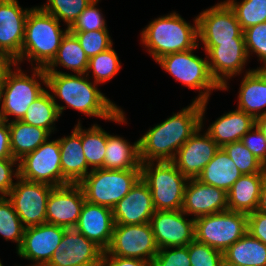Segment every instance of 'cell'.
<instances>
[{
	"mask_svg": "<svg viewBox=\"0 0 266 266\" xmlns=\"http://www.w3.org/2000/svg\"><path fill=\"white\" fill-rule=\"evenodd\" d=\"M100 0H93V2L84 9L79 15L76 22L69 29L70 32H89L95 30H107L105 19L103 18L101 10L96 7Z\"/></svg>",
	"mask_w": 266,
	"mask_h": 266,
	"instance_id": "obj_42",
	"label": "cell"
},
{
	"mask_svg": "<svg viewBox=\"0 0 266 266\" xmlns=\"http://www.w3.org/2000/svg\"><path fill=\"white\" fill-rule=\"evenodd\" d=\"M17 68L16 71L10 69L1 82L0 109L2 119L6 122H9L11 115L15 116V121L22 120L29 106L46 90L39 81L46 85L44 68L33 67L31 77Z\"/></svg>",
	"mask_w": 266,
	"mask_h": 266,
	"instance_id": "obj_5",
	"label": "cell"
},
{
	"mask_svg": "<svg viewBox=\"0 0 266 266\" xmlns=\"http://www.w3.org/2000/svg\"><path fill=\"white\" fill-rule=\"evenodd\" d=\"M3 121L2 116H1V109H0V122Z\"/></svg>",
	"mask_w": 266,
	"mask_h": 266,
	"instance_id": "obj_54",
	"label": "cell"
},
{
	"mask_svg": "<svg viewBox=\"0 0 266 266\" xmlns=\"http://www.w3.org/2000/svg\"><path fill=\"white\" fill-rule=\"evenodd\" d=\"M203 48L207 55L212 77L222 87V90H227L229 87L227 86L228 78L239 75L249 60L245 42H226Z\"/></svg>",
	"mask_w": 266,
	"mask_h": 266,
	"instance_id": "obj_19",
	"label": "cell"
},
{
	"mask_svg": "<svg viewBox=\"0 0 266 266\" xmlns=\"http://www.w3.org/2000/svg\"><path fill=\"white\" fill-rule=\"evenodd\" d=\"M12 65L18 66L15 64V60L11 58L6 52L0 50V79H4L7 72L11 69Z\"/></svg>",
	"mask_w": 266,
	"mask_h": 266,
	"instance_id": "obj_50",
	"label": "cell"
},
{
	"mask_svg": "<svg viewBox=\"0 0 266 266\" xmlns=\"http://www.w3.org/2000/svg\"><path fill=\"white\" fill-rule=\"evenodd\" d=\"M141 178L147 183L155 210H181L188 179L172 161L142 162Z\"/></svg>",
	"mask_w": 266,
	"mask_h": 266,
	"instance_id": "obj_6",
	"label": "cell"
},
{
	"mask_svg": "<svg viewBox=\"0 0 266 266\" xmlns=\"http://www.w3.org/2000/svg\"><path fill=\"white\" fill-rule=\"evenodd\" d=\"M15 164H18L16 159L0 158V197H7L14 187L15 183L12 177L17 178L19 176L18 165L15 168L16 171H13Z\"/></svg>",
	"mask_w": 266,
	"mask_h": 266,
	"instance_id": "obj_46",
	"label": "cell"
},
{
	"mask_svg": "<svg viewBox=\"0 0 266 266\" xmlns=\"http://www.w3.org/2000/svg\"><path fill=\"white\" fill-rule=\"evenodd\" d=\"M103 253L94 241L69 228L46 266H101Z\"/></svg>",
	"mask_w": 266,
	"mask_h": 266,
	"instance_id": "obj_15",
	"label": "cell"
},
{
	"mask_svg": "<svg viewBox=\"0 0 266 266\" xmlns=\"http://www.w3.org/2000/svg\"><path fill=\"white\" fill-rule=\"evenodd\" d=\"M181 210L186 215H194V219L226 211L227 192L198 179H188Z\"/></svg>",
	"mask_w": 266,
	"mask_h": 266,
	"instance_id": "obj_20",
	"label": "cell"
},
{
	"mask_svg": "<svg viewBox=\"0 0 266 266\" xmlns=\"http://www.w3.org/2000/svg\"><path fill=\"white\" fill-rule=\"evenodd\" d=\"M46 86L51 90L52 98L63 100L71 107L87 116L111 120L115 123H127L125 114L92 83L85 74H68L55 70H45ZM89 80V81H88Z\"/></svg>",
	"mask_w": 266,
	"mask_h": 266,
	"instance_id": "obj_1",
	"label": "cell"
},
{
	"mask_svg": "<svg viewBox=\"0 0 266 266\" xmlns=\"http://www.w3.org/2000/svg\"><path fill=\"white\" fill-rule=\"evenodd\" d=\"M195 25L187 23L176 12L154 19L141 33V42L157 61L161 57L199 47L198 19Z\"/></svg>",
	"mask_w": 266,
	"mask_h": 266,
	"instance_id": "obj_4",
	"label": "cell"
},
{
	"mask_svg": "<svg viewBox=\"0 0 266 266\" xmlns=\"http://www.w3.org/2000/svg\"><path fill=\"white\" fill-rule=\"evenodd\" d=\"M256 119L236 109L225 113L213 122L206 133L219 146L241 141L242 137L255 126Z\"/></svg>",
	"mask_w": 266,
	"mask_h": 266,
	"instance_id": "obj_26",
	"label": "cell"
},
{
	"mask_svg": "<svg viewBox=\"0 0 266 266\" xmlns=\"http://www.w3.org/2000/svg\"><path fill=\"white\" fill-rule=\"evenodd\" d=\"M69 31L60 29V22L41 7H32L26 22L21 54L15 60L19 65L26 58L37 68H46L55 58L62 38ZM20 62V63H19Z\"/></svg>",
	"mask_w": 266,
	"mask_h": 266,
	"instance_id": "obj_3",
	"label": "cell"
},
{
	"mask_svg": "<svg viewBox=\"0 0 266 266\" xmlns=\"http://www.w3.org/2000/svg\"><path fill=\"white\" fill-rule=\"evenodd\" d=\"M71 33L74 34L79 40L81 47L85 51L88 59L113 46L108 30Z\"/></svg>",
	"mask_w": 266,
	"mask_h": 266,
	"instance_id": "obj_40",
	"label": "cell"
},
{
	"mask_svg": "<svg viewBox=\"0 0 266 266\" xmlns=\"http://www.w3.org/2000/svg\"><path fill=\"white\" fill-rule=\"evenodd\" d=\"M24 230L25 227L15 212L11 201L6 197H0V235L6 241L16 242V250H18L23 241Z\"/></svg>",
	"mask_w": 266,
	"mask_h": 266,
	"instance_id": "obj_36",
	"label": "cell"
},
{
	"mask_svg": "<svg viewBox=\"0 0 266 266\" xmlns=\"http://www.w3.org/2000/svg\"><path fill=\"white\" fill-rule=\"evenodd\" d=\"M81 143L88 166L91 169L101 168L106 153L107 132L97 124L86 130L81 127Z\"/></svg>",
	"mask_w": 266,
	"mask_h": 266,
	"instance_id": "obj_34",
	"label": "cell"
},
{
	"mask_svg": "<svg viewBox=\"0 0 266 266\" xmlns=\"http://www.w3.org/2000/svg\"><path fill=\"white\" fill-rule=\"evenodd\" d=\"M152 266H191L188 245L159 249L152 260Z\"/></svg>",
	"mask_w": 266,
	"mask_h": 266,
	"instance_id": "obj_44",
	"label": "cell"
},
{
	"mask_svg": "<svg viewBox=\"0 0 266 266\" xmlns=\"http://www.w3.org/2000/svg\"><path fill=\"white\" fill-rule=\"evenodd\" d=\"M182 210H155L150 224L159 249L187 246L195 239V219Z\"/></svg>",
	"mask_w": 266,
	"mask_h": 266,
	"instance_id": "obj_16",
	"label": "cell"
},
{
	"mask_svg": "<svg viewBox=\"0 0 266 266\" xmlns=\"http://www.w3.org/2000/svg\"><path fill=\"white\" fill-rule=\"evenodd\" d=\"M48 140L18 161L19 177L53 187L64 186L59 140Z\"/></svg>",
	"mask_w": 266,
	"mask_h": 266,
	"instance_id": "obj_10",
	"label": "cell"
},
{
	"mask_svg": "<svg viewBox=\"0 0 266 266\" xmlns=\"http://www.w3.org/2000/svg\"><path fill=\"white\" fill-rule=\"evenodd\" d=\"M64 106H61L52 98L50 91L45 90L27 109L21 121L46 129L50 134L54 132V122L59 119ZM53 130V131H52Z\"/></svg>",
	"mask_w": 266,
	"mask_h": 266,
	"instance_id": "obj_32",
	"label": "cell"
},
{
	"mask_svg": "<svg viewBox=\"0 0 266 266\" xmlns=\"http://www.w3.org/2000/svg\"><path fill=\"white\" fill-rule=\"evenodd\" d=\"M7 197L25 228L46 223L47 201L51 190L48 184L16 178Z\"/></svg>",
	"mask_w": 266,
	"mask_h": 266,
	"instance_id": "obj_13",
	"label": "cell"
},
{
	"mask_svg": "<svg viewBox=\"0 0 266 266\" xmlns=\"http://www.w3.org/2000/svg\"><path fill=\"white\" fill-rule=\"evenodd\" d=\"M154 212L151 191L142 178L112 208L115 225L145 224L150 222Z\"/></svg>",
	"mask_w": 266,
	"mask_h": 266,
	"instance_id": "obj_22",
	"label": "cell"
},
{
	"mask_svg": "<svg viewBox=\"0 0 266 266\" xmlns=\"http://www.w3.org/2000/svg\"><path fill=\"white\" fill-rule=\"evenodd\" d=\"M256 211L266 213V178L261 187L259 202Z\"/></svg>",
	"mask_w": 266,
	"mask_h": 266,
	"instance_id": "obj_51",
	"label": "cell"
},
{
	"mask_svg": "<svg viewBox=\"0 0 266 266\" xmlns=\"http://www.w3.org/2000/svg\"><path fill=\"white\" fill-rule=\"evenodd\" d=\"M221 266H232V265H229L223 262Z\"/></svg>",
	"mask_w": 266,
	"mask_h": 266,
	"instance_id": "obj_53",
	"label": "cell"
},
{
	"mask_svg": "<svg viewBox=\"0 0 266 266\" xmlns=\"http://www.w3.org/2000/svg\"><path fill=\"white\" fill-rule=\"evenodd\" d=\"M198 40L204 46L226 42H245L237 17L226 1L203 10L198 16Z\"/></svg>",
	"mask_w": 266,
	"mask_h": 266,
	"instance_id": "obj_12",
	"label": "cell"
},
{
	"mask_svg": "<svg viewBox=\"0 0 266 266\" xmlns=\"http://www.w3.org/2000/svg\"><path fill=\"white\" fill-rule=\"evenodd\" d=\"M201 102L155 125L139 139L141 162L173 161L178 149L201 127Z\"/></svg>",
	"mask_w": 266,
	"mask_h": 266,
	"instance_id": "obj_2",
	"label": "cell"
},
{
	"mask_svg": "<svg viewBox=\"0 0 266 266\" xmlns=\"http://www.w3.org/2000/svg\"><path fill=\"white\" fill-rule=\"evenodd\" d=\"M243 34L248 58L250 52L256 53L259 60L264 63L261 68L266 69V22L245 29Z\"/></svg>",
	"mask_w": 266,
	"mask_h": 266,
	"instance_id": "obj_43",
	"label": "cell"
},
{
	"mask_svg": "<svg viewBox=\"0 0 266 266\" xmlns=\"http://www.w3.org/2000/svg\"><path fill=\"white\" fill-rule=\"evenodd\" d=\"M248 233L266 245V213L254 211L248 214Z\"/></svg>",
	"mask_w": 266,
	"mask_h": 266,
	"instance_id": "obj_47",
	"label": "cell"
},
{
	"mask_svg": "<svg viewBox=\"0 0 266 266\" xmlns=\"http://www.w3.org/2000/svg\"><path fill=\"white\" fill-rule=\"evenodd\" d=\"M223 259L232 266H266V245L247 232L223 253Z\"/></svg>",
	"mask_w": 266,
	"mask_h": 266,
	"instance_id": "obj_31",
	"label": "cell"
},
{
	"mask_svg": "<svg viewBox=\"0 0 266 266\" xmlns=\"http://www.w3.org/2000/svg\"><path fill=\"white\" fill-rule=\"evenodd\" d=\"M242 175L266 173V167L244 146L241 141L222 147Z\"/></svg>",
	"mask_w": 266,
	"mask_h": 266,
	"instance_id": "obj_39",
	"label": "cell"
},
{
	"mask_svg": "<svg viewBox=\"0 0 266 266\" xmlns=\"http://www.w3.org/2000/svg\"><path fill=\"white\" fill-rule=\"evenodd\" d=\"M141 178V169H91L79 183L87 202L113 208Z\"/></svg>",
	"mask_w": 266,
	"mask_h": 266,
	"instance_id": "obj_7",
	"label": "cell"
},
{
	"mask_svg": "<svg viewBox=\"0 0 266 266\" xmlns=\"http://www.w3.org/2000/svg\"><path fill=\"white\" fill-rule=\"evenodd\" d=\"M93 0H48L41 8L53 15L59 22L64 20L70 29L79 15L88 7Z\"/></svg>",
	"mask_w": 266,
	"mask_h": 266,
	"instance_id": "obj_38",
	"label": "cell"
},
{
	"mask_svg": "<svg viewBox=\"0 0 266 266\" xmlns=\"http://www.w3.org/2000/svg\"><path fill=\"white\" fill-rule=\"evenodd\" d=\"M101 266H152V262L135 258L103 256Z\"/></svg>",
	"mask_w": 266,
	"mask_h": 266,
	"instance_id": "obj_48",
	"label": "cell"
},
{
	"mask_svg": "<svg viewBox=\"0 0 266 266\" xmlns=\"http://www.w3.org/2000/svg\"><path fill=\"white\" fill-rule=\"evenodd\" d=\"M241 142L266 167V139L256 126L242 137Z\"/></svg>",
	"mask_w": 266,
	"mask_h": 266,
	"instance_id": "obj_45",
	"label": "cell"
},
{
	"mask_svg": "<svg viewBox=\"0 0 266 266\" xmlns=\"http://www.w3.org/2000/svg\"><path fill=\"white\" fill-rule=\"evenodd\" d=\"M85 195L79 184L54 187L47 201L46 223L74 228L78 222Z\"/></svg>",
	"mask_w": 266,
	"mask_h": 266,
	"instance_id": "obj_18",
	"label": "cell"
},
{
	"mask_svg": "<svg viewBox=\"0 0 266 266\" xmlns=\"http://www.w3.org/2000/svg\"><path fill=\"white\" fill-rule=\"evenodd\" d=\"M193 51L194 49L170 53L156 62L176 81L182 82L188 88L200 90V94L193 101L202 103L208 101L212 90H222V87L210 73L207 56L205 59L200 58Z\"/></svg>",
	"mask_w": 266,
	"mask_h": 266,
	"instance_id": "obj_8",
	"label": "cell"
},
{
	"mask_svg": "<svg viewBox=\"0 0 266 266\" xmlns=\"http://www.w3.org/2000/svg\"><path fill=\"white\" fill-rule=\"evenodd\" d=\"M59 140L61 170L64 185L79 184L89 173L83 146L81 143V124L78 122L70 136Z\"/></svg>",
	"mask_w": 266,
	"mask_h": 266,
	"instance_id": "obj_24",
	"label": "cell"
},
{
	"mask_svg": "<svg viewBox=\"0 0 266 266\" xmlns=\"http://www.w3.org/2000/svg\"><path fill=\"white\" fill-rule=\"evenodd\" d=\"M150 222L135 225H115L112 240L103 256H117L151 261L158 253Z\"/></svg>",
	"mask_w": 266,
	"mask_h": 266,
	"instance_id": "obj_11",
	"label": "cell"
},
{
	"mask_svg": "<svg viewBox=\"0 0 266 266\" xmlns=\"http://www.w3.org/2000/svg\"><path fill=\"white\" fill-rule=\"evenodd\" d=\"M207 103L201 105V127L178 149L172 161L187 179H197L220 148L206 132L200 134Z\"/></svg>",
	"mask_w": 266,
	"mask_h": 266,
	"instance_id": "obj_14",
	"label": "cell"
},
{
	"mask_svg": "<svg viewBox=\"0 0 266 266\" xmlns=\"http://www.w3.org/2000/svg\"><path fill=\"white\" fill-rule=\"evenodd\" d=\"M139 139L131 145L120 136L107 133L106 153L102 169H141Z\"/></svg>",
	"mask_w": 266,
	"mask_h": 266,
	"instance_id": "obj_28",
	"label": "cell"
},
{
	"mask_svg": "<svg viewBox=\"0 0 266 266\" xmlns=\"http://www.w3.org/2000/svg\"><path fill=\"white\" fill-rule=\"evenodd\" d=\"M248 232V214L226 210L195 219V240L225 252Z\"/></svg>",
	"mask_w": 266,
	"mask_h": 266,
	"instance_id": "obj_9",
	"label": "cell"
},
{
	"mask_svg": "<svg viewBox=\"0 0 266 266\" xmlns=\"http://www.w3.org/2000/svg\"><path fill=\"white\" fill-rule=\"evenodd\" d=\"M191 266H221L223 252L195 239L188 245Z\"/></svg>",
	"mask_w": 266,
	"mask_h": 266,
	"instance_id": "obj_41",
	"label": "cell"
},
{
	"mask_svg": "<svg viewBox=\"0 0 266 266\" xmlns=\"http://www.w3.org/2000/svg\"><path fill=\"white\" fill-rule=\"evenodd\" d=\"M241 176L242 174L232 159L228 156L226 151L220 147L197 179L204 184L228 192Z\"/></svg>",
	"mask_w": 266,
	"mask_h": 266,
	"instance_id": "obj_29",
	"label": "cell"
},
{
	"mask_svg": "<svg viewBox=\"0 0 266 266\" xmlns=\"http://www.w3.org/2000/svg\"><path fill=\"white\" fill-rule=\"evenodd\" d=\"M255 126L260 130L266 139V114L256 118Z\"/></svg>",
	"mask_w": 266,
	"mask_h": 266,
	"instance_id": "obj_52",
	"label": "cell"
},
{
	"mask_svg": "<svg viewBox=\"0 0 266 266\" xmlns=\"http://www.w3.org/2000/svg\"><path fill=\"white\" fill-rule=\"evenodd\" d=\"M266 173L242 175L227 192L228 210L250 214L256 211Z\"/></svg>",
	"mask_w": 266,
	"mask_h": 266,
	"instance_id": "obj_27",
	"label": "cell"
},
{
	"mask_svg": "<svg viewBox=\"0 0 266 266\" xmlns=\"http://www.w3.org/2000/svg\"><path fill=\"white\" fill-rule=\"evenodd\" d=\"M88 61L89 59L81 47L79 40L74 34L68 31L62 38L55 58L45 70H55L59 65L70 69L76 74H85Z\"/></svg>",
	"mask_w": 266,
	"mask_h": 266,
	"instance_id": "obj_33",
	"label": "cell"
},
{
	"mask_svg": "<svg viewBox=\"0 0 266 266\" xmlns=\"http://www.w3.org/2000/svg\"><path fill=\"white\" fill-rule=\"evenodd\" d=\"M120 68L121 63L119 62V57L111 46L107 50L89 59L85 75L90 76L88 74L91 73L92 70L93 78L95 79L94 82L103 84L117 75Z\"/></svg>",
	"mask_w": 266,
	"mask_h": 266,
	"instance_id": "obj_35",
	"label": "cell"
},
{
	"mask_svg": "<svg viewBox=\"0 0 266 266\" xmlns=\"http://www.w3.org/2000/svg\"><path fill=\"white\" fill-rule=\"evenodd\" d=\"M240 85L237 109L246 112L255 119L265 115L266 69L257 67V69L247 71Z\"/></svg>",
	"mask_w": 266,
	"mask_h": 266,
	"instance_id": "obj_25",
	"label": "cell"
},
{
	"mask_svg": "<svg viewBox=\"0 0 266 266\" xmlns=\"http://www.w3.org/2000/svg\"><path fill=\"white\" fill-rule=\"evenodd\" d=\"M8 125L11 153L13 159L17 161L36 150L51 135L46 129L32 126L21 120H10Z\"/></svg>",
	"mask_w": 266,
	"mask_h": 266,
	"instance_id": "obj_30",
	"label": "cell"
},
{
	"mask_svg": "<svg viewBox=\"0 0 266 266\" xmlns=\"http://www.w3.org/2000/svg\"><path fill=\"white\" fill-rule=\"evenodd\" d=\"M65 229L48 223L25 228L17 254L35 262L31 266H46L61 243Z\"/></svg>",
	"mask_w": 266,
	"mask_h": 266,
	"instance_id": "obj_17",
	"label": "cell"
},
{
	"mask_svg": "<svg viewBox=\"0 0 266 266\" xmlns=\"http://www.w3.org/2000/svg\"><path fill=\"white\" fill-rule=\"evenodd\" d=\"M114 226L111 208L85 201L74 228L105 251L111 243Z\"/></svg>",
	"mask_w": 266,
	"mask_h": 266,
	"instance_id": "obj_23",
	"label": "cell"
},
{
	"mask_svg": "<svg viewBox=\"0 0 266 266\" xmlns=\"http://www.w3.org/2000/svg\"><path fill=\"white\" fill-rule=\"evenodd\" d=\"M31 9L20 7L18 0H0V50L14 60L21 54L25 22Z\"/></svg>",
	"mask_w": 266,
	"mask_h": 266,
	"instance_id": "obj_21",
	"label": "cell"
},
{
	"mask_svg": "<svg viewBox=\"0 0 266 266\" xmlns=\"http://www.w3.org/2000/svg\"><path fill=\"white\" fill-rule=\"evenodd\" d=\"M0 158H13L10 147V131L6 121L0 122Z\"/></svg>",
	"mask_w": 266,
	"mask_h": 266,
	"instance_id": "obj_49",
	"label": "cell"
},
{
	"mask_svg": "<svg viewBox=\"0 0 266 266\" xmlns=\"http://www.w3.org/2000/svg\"><path fill=\"white\" fill-rule=\"evenodd\" d=\"M226 0L234 11L241 29L266 22V0Z\"/></svg>",
	"mask_w": 266,
	"mask_h": 266,
	"instance_id": "obj_37",
	"label": "cell"
}]
</instances>
